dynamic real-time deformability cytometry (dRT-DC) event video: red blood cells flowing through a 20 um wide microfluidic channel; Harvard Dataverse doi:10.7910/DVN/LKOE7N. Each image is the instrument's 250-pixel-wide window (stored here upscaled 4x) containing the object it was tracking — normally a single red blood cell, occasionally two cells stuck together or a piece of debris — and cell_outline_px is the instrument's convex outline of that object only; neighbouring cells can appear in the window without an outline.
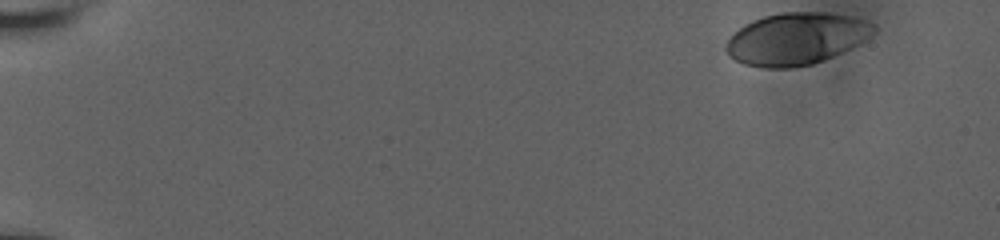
{"species": "human", "species_latin": "Homo sapiens", "temperature_condition": "room temperature", "stored_images_in_passage": 26, "camera_frame_rate_fps": 3000, "um_per_image_px": 0.085, "donor": {"sex": "male"}, "frame": {"image": 1, "passage_image": 1, "time_ms": 0.0, "image_size_px": [1000, 240], "cell_outline_px": [[876, 28], [864, 40], [824, 60], [812, 64], [792, 68], [764, 68], [744, 64], [728, 56], [724, 48], [724, 44], [744, 24], [752, 20], [764, 16], [780, 12], [828, 12], [848, 16], [864, 20], [876, 24]], "centroid_in_image_um": [67.63, 3.29], "position_along_channel_um": 17.4, "area_um2": 44.51}}
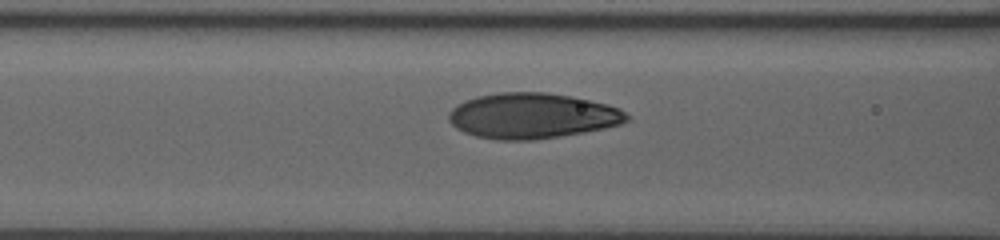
{"frame": {"image": 2, "passage_image": 22, "time_ms": 7.0, "image_size_px": [1000, 240], "cell_outline_px": [[628, 120], [620, 124], [604, 128], [584, 132], [560, 136], [532, 140], [496, 140], [476, 136], [464, 132], [456, 128], [448, 120], [448, 112], [456, 104], [464, 100], [476, 96], [500, 92], [548, 92], [608, 104], [620, 108], [628, 116]], "centroid_in_image_um": [45.19, 9.84], "position_along_channel_um": 121.4, "area_um2": 47.22}}
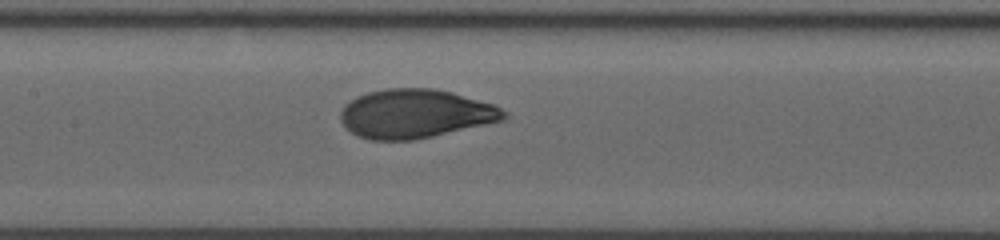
{"frame": {"image": 3, "passage_image": 26, "time_ms": 8.333, "image_size_px": [1000, 240], "cell_outline_px": [[508, 116], [504, 120], [432, 136], [412, 140], [368, 140], [352, 132], [340, 120], [340, 112], [344, 104], [356, 96], [368, 92], [384, 88], [432, 88], [452, 92], [496, 104], [508, 112]], "centroid_in_image_um": [35.32, 9.65], "position_along_channel_um": 172.1, "area_um2": 46.7}}